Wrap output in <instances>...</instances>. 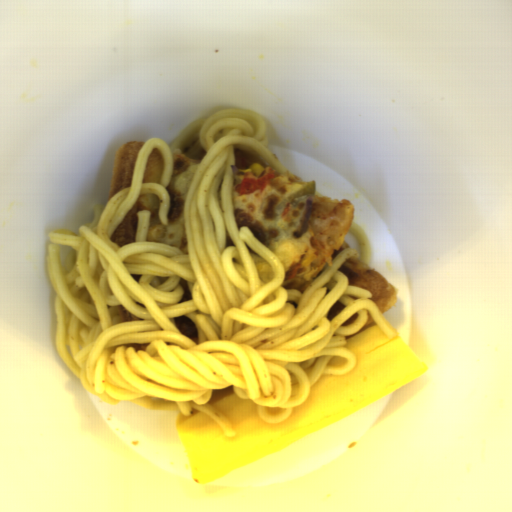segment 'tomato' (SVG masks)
Instances as JSON below:
<instances>
[{
    "instance_id": "1",
    "label": "tomato",
    "mask_w": 512,
    "mask_h": 512,
    "mask_svg": "<svg viewBox=\"0 0 512 512\" xmlns=\"http://www.w3.org/2000/svg\"><path fill=\"white\" fill-rule=\"evenodd\" d=\"M275 175L274 168L268 167L260 177L245 176L244 180L236 186L235 191L241 195H249L256 191L263 190Z\"/></svg>"
}]
</instances>
